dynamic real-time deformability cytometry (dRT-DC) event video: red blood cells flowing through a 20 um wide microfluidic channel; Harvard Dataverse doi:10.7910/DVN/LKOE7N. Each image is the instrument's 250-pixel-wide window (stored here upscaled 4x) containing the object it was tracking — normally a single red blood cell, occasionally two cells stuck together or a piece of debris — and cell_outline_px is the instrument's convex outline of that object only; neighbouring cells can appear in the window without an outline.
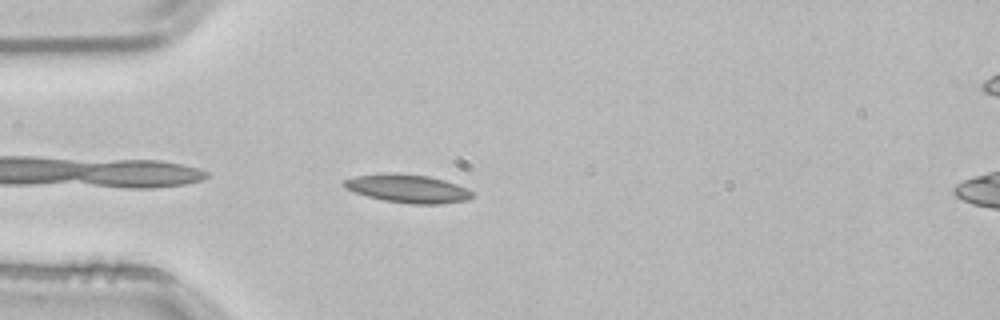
{"species": "common noctule bat (a hibernating species)", "species_latin": "Nyctalus noctula", "temperature_condition": "room temperature", "stored_images_in_passage": 26, "camera_frame_rate_fps": 3000, "um_per_image_px": 0.085, "animal": {"sex": "male", "body_mass_g": 21.5, "forearm_length_mm": 52.0}, "frame": {"image": 1, "passage_image": 2, "time_ms": 0.333, "image_size_px": [1000, 320], "cell_outline_px": [[476, 196], [464, 200], [440, 204], [412, 204], [384, 200], [368, 196], [344, 188], [340, 184], [344, 180], [356, 176], [384, 172], [396, 172], [428, 176], [444, 180], [456, 184], [472, 192]], "centroid_in_image_um": [34.61, 16.01], "position_along_channel_um": 50.4, "area_um2": 21.15}}
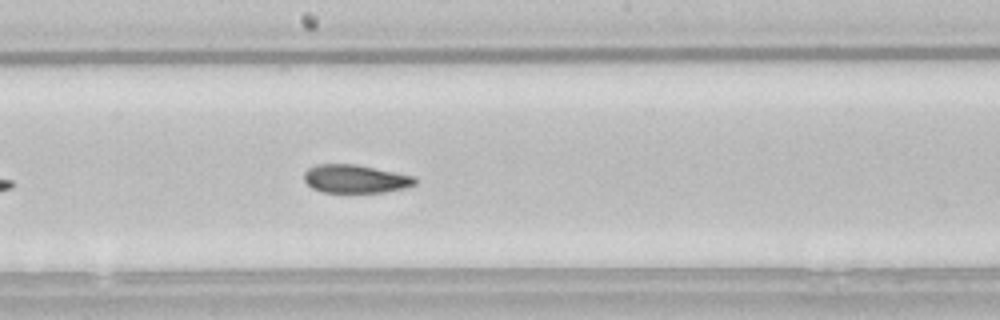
{"frame": {"image": 2, "passage_image": 16, "time_ms": 5.0, "image_size_px": [1000, 320], "cell_outline_px": [[416, 184], [384, 192], [324, 192], [312, 188], [304, 180], [304, 172], [308, 168], [316, 164], [356, 164], [416, 176]], "centroid_in_image_um": [30.19, 15.19], "position_along_channel_um": 218.0, "area_um2": 18.21}}
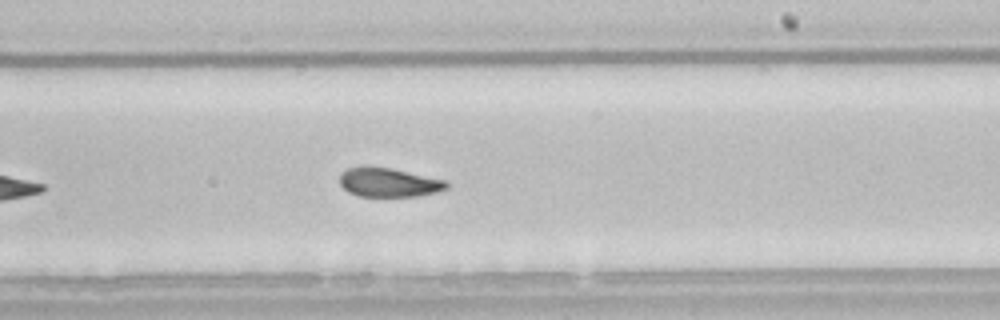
{"frame": {"image": 3, "passage_image": 19, "time_ms": 6.0, "image_size_px": [1000, 320], "cell_outline_px": [[448, 188], [436, 192], [416, 196], [360, 196], [348, 192], [340, 184], [340, 176], [348, 168], [360, 164], [368, 164], [392, 168], [444, 180], [448, 184]], "centroid_in_image_um": [32.99, 15.47], "position_along_channel_um": 256.0, "area_um2": 18.26}}